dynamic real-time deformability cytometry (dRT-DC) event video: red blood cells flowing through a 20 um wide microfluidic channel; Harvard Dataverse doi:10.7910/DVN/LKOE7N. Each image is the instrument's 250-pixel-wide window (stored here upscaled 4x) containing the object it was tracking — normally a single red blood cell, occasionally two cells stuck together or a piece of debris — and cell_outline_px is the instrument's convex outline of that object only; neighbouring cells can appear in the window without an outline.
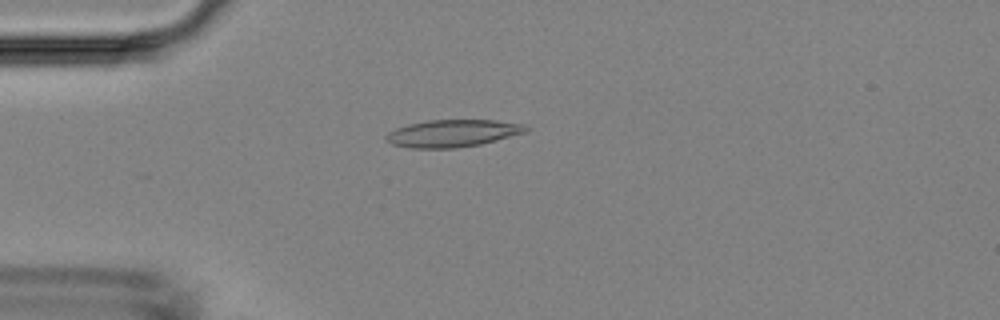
{"species": "Egyptian fruit bat (a non-hibernating species)", "species_latin": "Rousettus aegyptiacus", "temperature_condition": "room temperature", "stored_images_in_passage": 45, "camera_frame_rate_fps": 3000, "um_per_image_px": 0.085, "animal": {"sex": "female"}, "frame": {"image": 1, "passage_image": 13, "time_ms": 4.0, "image_size_px": [1000, 320], "cell_outline_px": [[528, 132], [480, 144], [456, 148], [412, 148], [392, 144], [384, 136], [388, 132], [396, 128], [408, 124], [428, 120], [496, 120], [524, 124], [528, 128]], "centroid_in_image_um": [38.49, 11.32], "position_along_channel_um": 46.5, "area_um2": 22.2}}
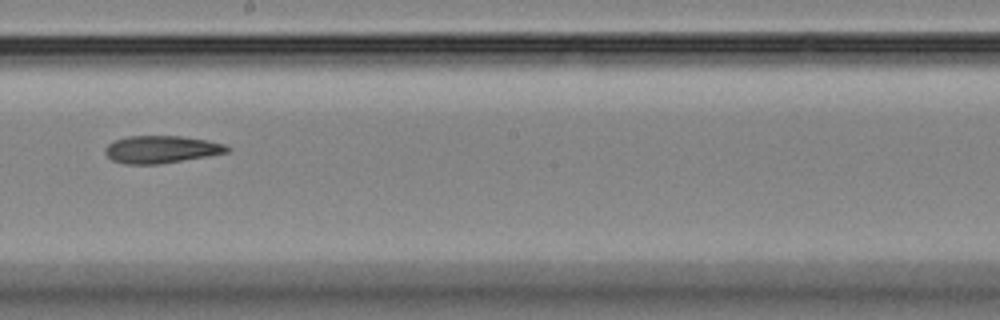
{"frame": {"image": 2, "passage_image": 28, "time_ms": 9.0, "image_size_px": [1000, 320], "cell_outline_px": [[232, 148], [228, 152], [208, 156], [160, 164], [124, 164], [112, 160], [104, 152], [104, 148], [108, 144], [116, 140], [128, 136], [180, 136], [208, 140], [224, 144]], "centroid_in_image_um": [13.72, 12.7], "position_along_channel_um": 234.5, "area_um2": 19.54}}
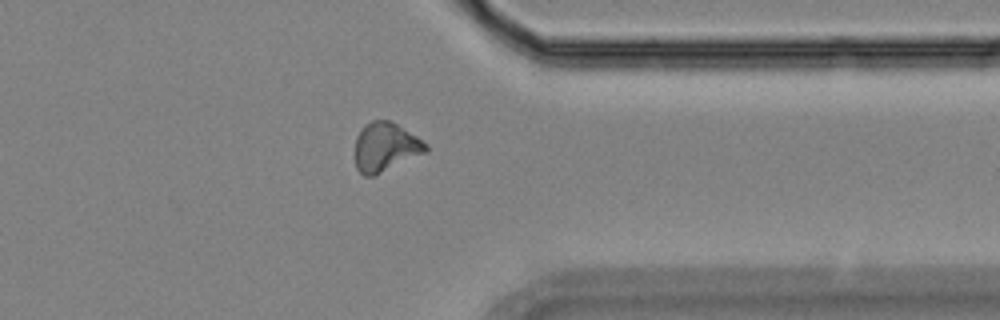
{"frame": {"image": 3, "passage_image": 39, "time_ms": 12.667, "image_size_px": [1000, 320], "cell_outline_px": [[428, 152], [372, 176], [364, 176], [356, 168], [356, 136], [360, 128], [364, 124], [372, 120], [388, 120], [396, 124], [416, 136], [428, 144]], "centroid_in_image_um": [32.76, 12.49], "position_along_channel_um": 378.6, "area_um2": 20.11}}